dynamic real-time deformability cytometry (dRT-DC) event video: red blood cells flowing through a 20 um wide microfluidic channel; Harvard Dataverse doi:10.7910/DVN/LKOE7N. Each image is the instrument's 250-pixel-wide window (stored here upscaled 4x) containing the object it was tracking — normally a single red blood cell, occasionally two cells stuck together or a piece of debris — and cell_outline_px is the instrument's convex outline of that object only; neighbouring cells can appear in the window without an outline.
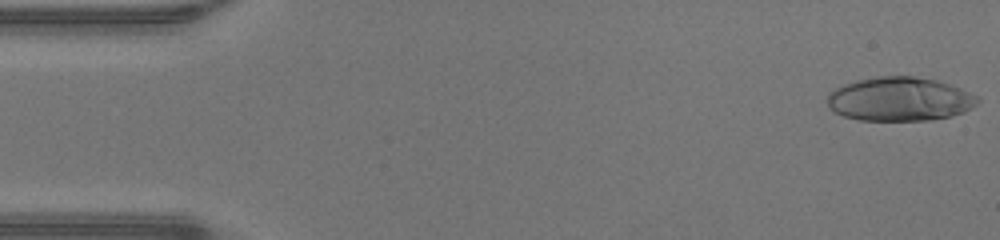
{"species": "human", "species_latin": "Homo sapiens", "temperature_condition": "warm", "stored_images_in_passage": 47, "camera_frame_rate_fps": 3000, "um_per_image_px": 0.085, "donor": {"sex": "male"}, "frame": {"image": 1, "passage_image": 1, "time_ms": 0.0, "image_size_px": [1000, 240], "cell_outline_px": [[980, 100], [976, 104], [964, 112], [952, 116], [932, 120], [860, 120], [844, 116], [828, 108], [828, 92], [844, 84], [856, 80], [876, 76], [912, 76], [936, 80], [960, 88], [976, 96]], "centroid_in_image_um": [76.45, 8.42], "position_along_channel_um": 8.5, "area_um2": 38.38}}
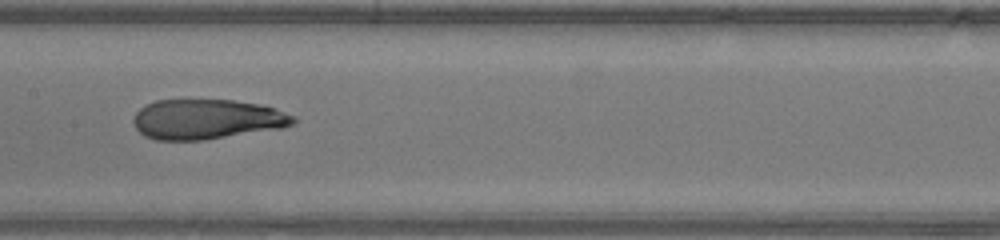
{"frame": {"image": 2, "passage_image": 23, "time_ms": 7.333, "image_size_px": [1000, 240], "cell_outline_px": [[296, 124], [284, 128], [204, 140], [156, 140], [144, 136], [132, 124], [132, 120], [136, 112], [144, 104], [156, 100], [232, 100], [256, 104], [272, 108], [296, 116]], "centroid_in_image_um": [17.56, 10.15], "position_along_channel_um": 189.8, "area_um2": 37.45}}
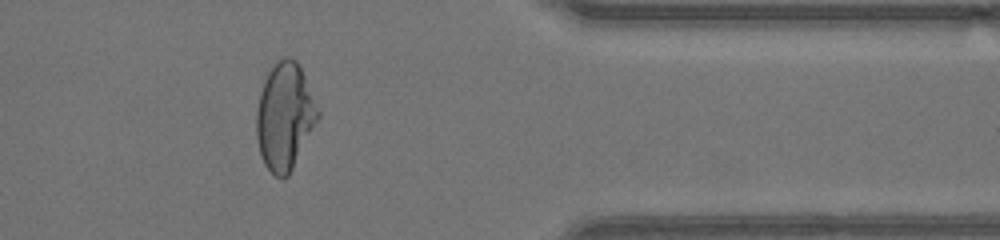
{"frame": {"image": 3, "passage_image": 38, "time_ms": 12.333, "image_size_px": [1000, 240], "cell_outline_px": [[320, 116], [288, 176], [284, 180], [276, 176], [264, 164], [260, 156], [256, 136], [256, 112], [260, 92], [264, 80], [268, 72], [276, 60], [280, 56], [288, 56], [296, 60], [304, 76], [320, 112]], "centroid_in_image_um": [24.18, 9.88], "position_along_channel_um": 387.2, "area_um2": 38.26}, "authors_computed_cell_mechanics": {"area_um2": 38.2058, "velocity_mm_per_s": 4.3651, "shape_relaxation_time_tau1_ms": 11.2662, "shape_relaxation_time_tau2_ms": 1.2433, "deformation_change_tau1": 0.453, "deformation_change_tau2": 0.0762}}